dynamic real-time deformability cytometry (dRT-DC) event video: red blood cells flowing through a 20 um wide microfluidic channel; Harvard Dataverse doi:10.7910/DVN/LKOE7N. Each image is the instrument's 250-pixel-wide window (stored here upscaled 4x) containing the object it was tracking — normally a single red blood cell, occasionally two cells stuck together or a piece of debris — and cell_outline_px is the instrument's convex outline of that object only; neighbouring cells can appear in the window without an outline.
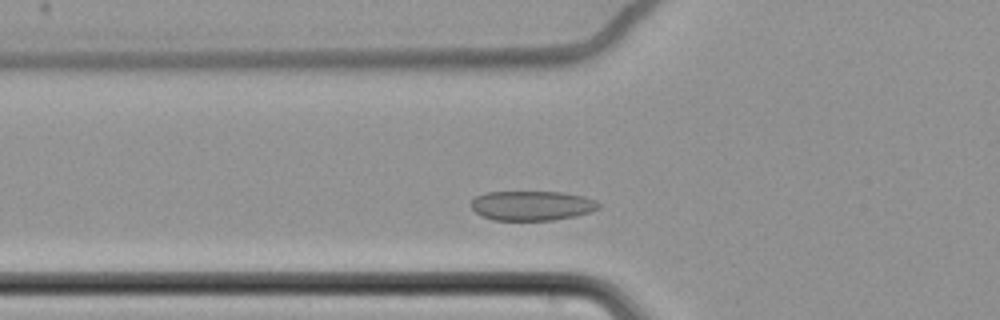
{"species": "common noctule bat (a hibernating species)", "species_latin": "Nyctalus noctula", "temperature_condition": "cold", "stored_images_in_passage": 34, "camera_frame_rate_fps": 3000, "um_per_image_px": 0.085, "animal": {"sex": "female", "body_mass_g": 22.7, "forearm_length_mm": 54.2}, "frame": {"image": 1, "passage_image": 4, "time_ms": 1.0, "image_size_px": [1000, 320], "cell_outline_px": [[600, 208], [576, 216], [552, 220], [492, 220], [480, 216], [472, 208], [472, 200], [476, 196], [488, 192], [564, 192], [584, 196], [596, 200], [600, 204]], "centroid_in_image_um": [45.23, 17.48], "position_along_channel_um": 80.6, "area_um2": 22.08}}
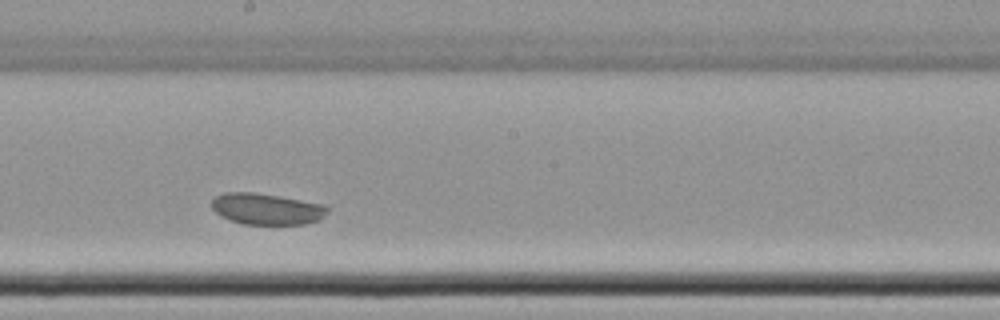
{"frame": {"image": 2, "passage_image": 17, "time_ms": 5.333, "image_size_px": [1000, 320], "cell_outline_px": [[328, 212], [324, 216], [316, 220], [304, 224], [244, 224], [220, 216], [208, 204], [216, 196], [224, 192], [256, 192], [324, 204], [328, 208]], "centroid_in_image_um": [22.63, 17.75], "position_along_channel_um": 225.6, "area_um2": 21.1}}
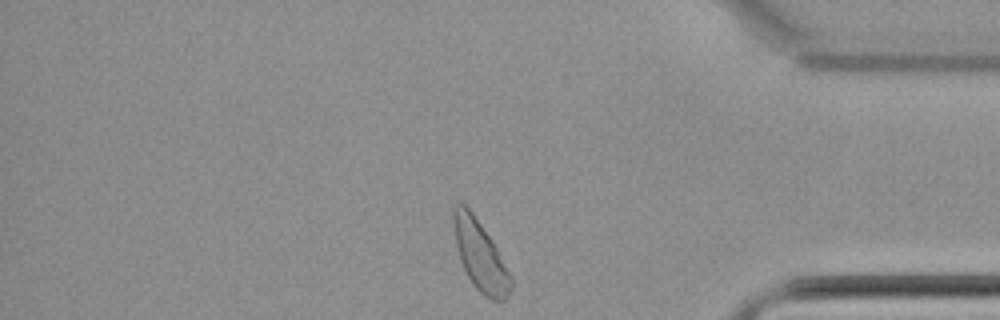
{"frame": {"image": 3, "passage_image": 34, "time_ms": 11.0, "image_size_px": [1000, 320], "cell_outline_px": [[512, 288], [508, 296], [504, 300], [492, 300], [484, 296], [472, 284], [460, 260], [456, 244], [452, 224], [452, 204], [456, 200], [460, 200], [472, 212], [492, 240], [512, 276]], "centroid_in_image_um": [40.79, 21.68], "position_along_channel_um": 394.4, "area_um2": 23.64}, "authors_computed_cell_mechanics": {"area_um2": 21.8484, "velocity_mm_per_s": 3.3742, "shape_relaxation_time_tau1_ms": 0.8107, "shape_relaxation_time_tau2_ms": null, "deformation_change_tau1": 0.0311, "deformation_change_tau2": null}}